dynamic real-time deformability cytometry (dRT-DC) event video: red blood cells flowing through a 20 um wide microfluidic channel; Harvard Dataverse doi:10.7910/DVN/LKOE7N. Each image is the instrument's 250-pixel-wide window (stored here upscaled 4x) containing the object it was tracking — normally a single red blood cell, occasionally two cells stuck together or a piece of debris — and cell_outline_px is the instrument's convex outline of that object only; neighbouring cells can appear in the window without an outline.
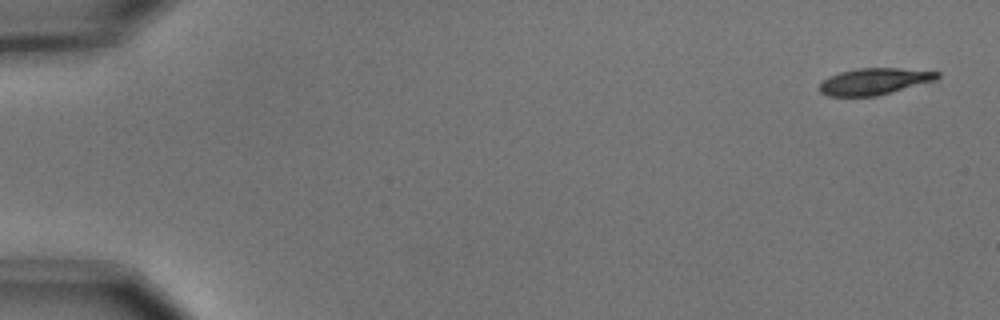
{"species": "common noctule bat (a hibernating species)", "species_latin": "Nyctalus noctula", "temperature_condition": "cold", "stored_images_in_passage": 5, "camera_frame_rate_fps": 3000, "um_per_image_px": 0.085, "animal": {"sex": "male", "body_mass_g": 15.6}, "frame": {"image": 1, "passage_image": 1, "time_ms": 0.0, "image_size_px": [1000, 320], "cell_outline_px": [[940, 76], [936, 80], [892, 92], [876, 96], [828, 96], [820, 92], [820, 84], [828, 76], [840, 72], [860, 68], [900, 68], [940, 72]], "centroid_in_image_um": [74.33, 6.92], "position_along_channel_um": 10.7, "area_um2": 18.15}}
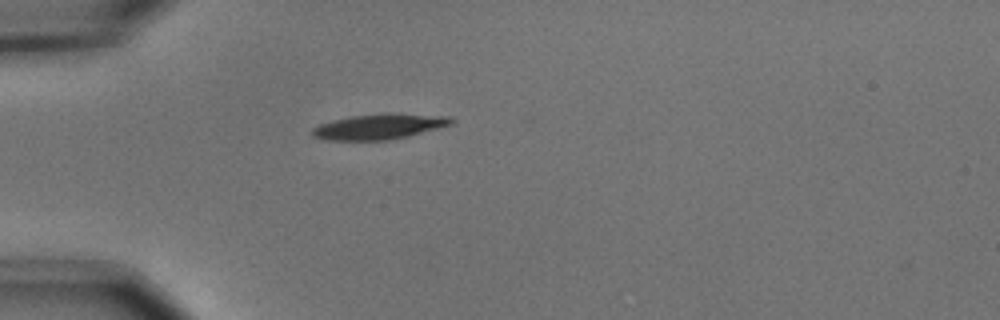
{"frame": {"image": 2, "passage_image": 5, "time_ms": 1.333, "image_size_px": [1000, 320], "cell_outline_px": [[456, 120], [452, 124], [408, 136], [388, 140], [328, 140], [312, 136], [312, 128], [320, 124], [352, 116], [384, 112], [392, 112], [448, 116]], "centroid_in_image_um": [32.28, 10.74], "position_along_channel_um": 52.7, "area_um2": 20.63}}